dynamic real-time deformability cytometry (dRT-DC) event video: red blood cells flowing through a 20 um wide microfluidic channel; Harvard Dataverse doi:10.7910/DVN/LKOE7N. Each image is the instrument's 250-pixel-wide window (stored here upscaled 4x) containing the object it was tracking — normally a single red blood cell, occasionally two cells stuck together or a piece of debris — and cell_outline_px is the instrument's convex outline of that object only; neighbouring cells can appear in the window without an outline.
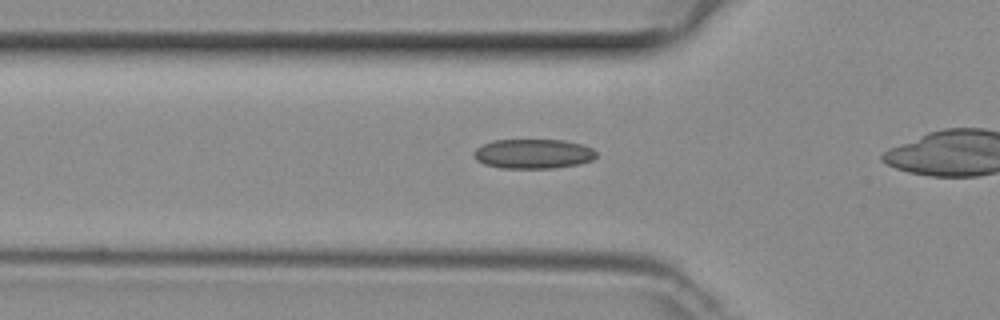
{"species": "common noctule bat (a hibernating species)", "species_latin": "Nyctalus noctula", "temperature_condition": "room temperature", "stored_images_in_passage": 27, "camera_frame_rate_fps": 3000, "um_per_image_px": 0.085, "animal": {"sex": "female", "body_mass_g": 29.2, "forearm_length_mm": 56.3}, "frame": {"image": 1, "passage_image": 5, "time_ms": 1.333, "image_size_px": [1000, 320], "cell_outline_px": [[596, 156], [592, 160], [580, 164], [552, 168], [500, 168], [484, 164], [476, 160], [472, 152], [476, 148], [492, 140], [564, 140], [584, 144], [592, 148], [596, 152]], "centroid_in_image_um": [45.32, 13.07], "position_along_channel_um": 80.5, "area_um2": 21.27}}
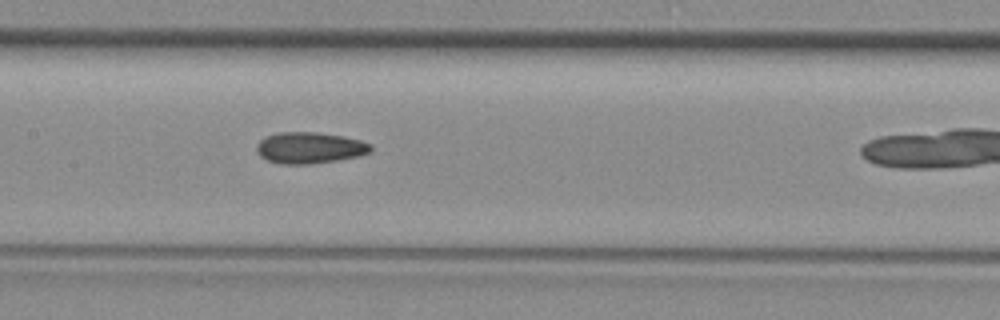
{"frame": {"image": 2, "passage_image": 12, "time_ms": 3.667, "image_size_px": [1000, 320], "cell_outline_px": [[372, 152], [356, 156], [336, 160], [308, 164], [280, 164], [268, 160], [260, 156], [256, 152], [256, 144], [264, 136], [280, 132], [316, 132], [344, 136], [360, 140], [372, 144]], "centroid_in_image_um": [26.3, 12.55], "position_along_channel_um": 181.1, "area_um2": 20.92}}
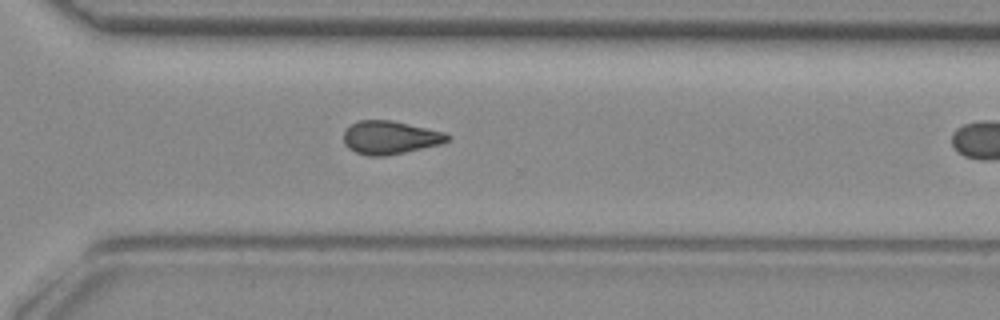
{"frame": {"image": 3, "passage_image": 23, "time_ms": 7.333, "image_size_px": [1000, 320], "cell_outline_px": [[448, 140], [440, 144], [404, 152], [384, 156], [368, 156], [356, 152], [348, 148], [344, 144], [344, 132], [352, 124], [360, 120], [388, 120], [408, 124], [444, 132], [448, 136]], "centroid_in_image_um": [33.11, 11.7], "position_along_channel_um": 337.5, "area_um2": 19.71}}